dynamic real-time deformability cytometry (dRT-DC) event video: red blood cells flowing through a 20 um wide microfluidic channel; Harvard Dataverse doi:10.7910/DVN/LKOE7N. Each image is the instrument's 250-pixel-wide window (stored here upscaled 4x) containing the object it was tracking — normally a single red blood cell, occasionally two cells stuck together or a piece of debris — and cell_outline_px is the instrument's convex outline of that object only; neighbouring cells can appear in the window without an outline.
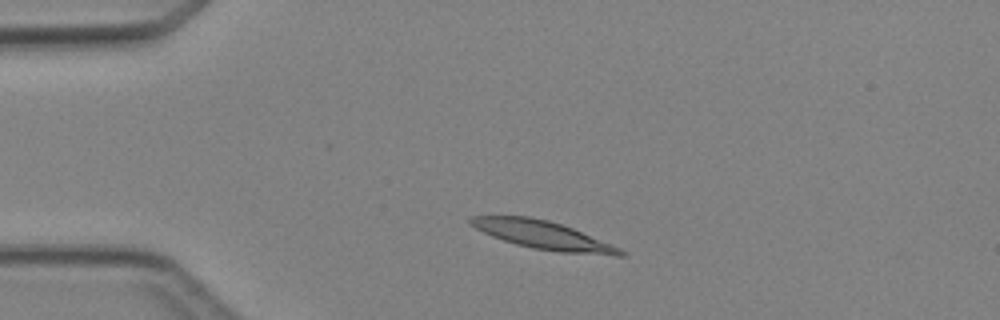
{"species": "Egyptian fruit bat (a non-hibernating species)", "species_latin": "Rousettus aegyptiacus", "temperature_condition": "cold", "stored_images_in_passage": 3, "camera_frame_rate_fps": 3000, "um_per_image_px": 0.085, "animal": {"sex": "female"}, "frame": {"image": 1, "passage_image": 2, "time_ms": 1.333, "image_size_px": [1000, 320], "cell_outline_px": [[628, 252], [624, 256], [616, 256], [560, 252], [532, 248], [516, 244], [492, 236], [468, 224], [468, 216], [528, 216], [548, 220], [572, 228], [620, 248]], "centroid_in_image_um": [46.16, 19.99], "position_along_channel_um": 38.8, "area_um2": 24.45}}